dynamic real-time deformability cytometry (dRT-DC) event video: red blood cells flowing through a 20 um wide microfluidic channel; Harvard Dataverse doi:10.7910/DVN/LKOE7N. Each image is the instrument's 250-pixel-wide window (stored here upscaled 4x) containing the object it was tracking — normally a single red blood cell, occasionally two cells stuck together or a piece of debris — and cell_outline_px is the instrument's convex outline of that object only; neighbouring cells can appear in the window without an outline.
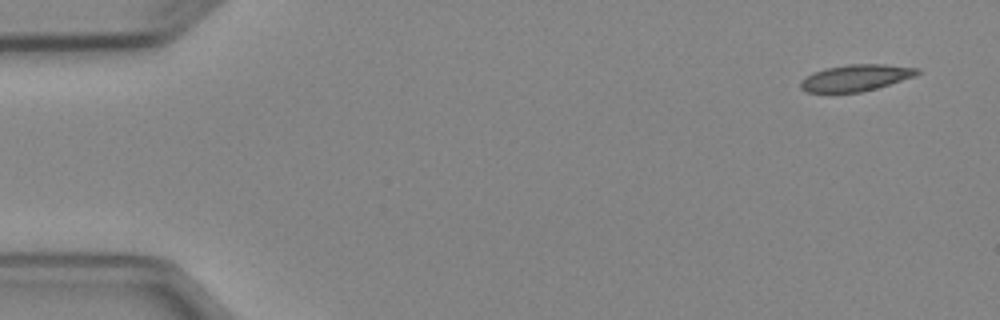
{"species": "Egyptian fruit bat (a non-hibernating species)", "species_latin": "Rousettus aegyptiacus", "temperature_condition": "cold", "stored_images_in_passage": 5, "camera_frame_rate_fps": 3000, "um_per_image_px": 0.085, "animal": {"sex": "female"}, "frame": {"image": 1, "passage_image": 1, "time_ms": 0.0, "image_size_px": [1000, 320], "cell_outline_px": [[920, 72], [916, 76], [876, 88], [860, 92], [808, 92], [800, 88], [800, 80], [812, 72], [824, 68], [848, 64], [884, 64], [920, 68]], "centroid_in_image_um": [72.73, 6.6], "position_along_channel_um": 12.3, "area_um2": 18.09}}
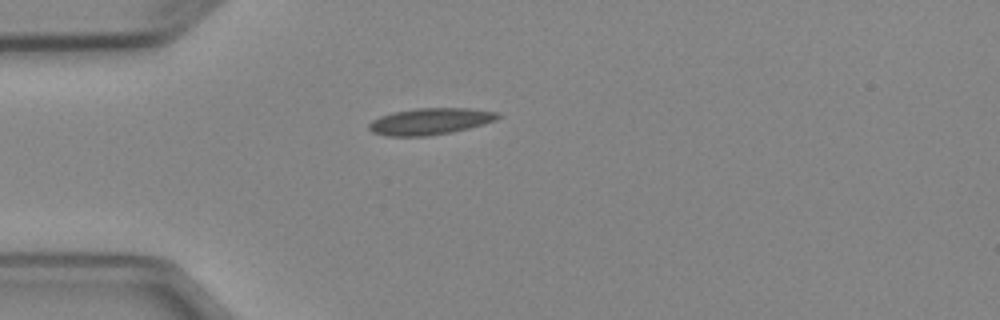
{"frame": {"image": 2, "passage_image": 4, "time_ms": 3.667, "image_size_px": [1000, 320], "cell_outline_px": [[500, 116], [496, 120], [468, 128], [452, 132], [424, 136], [388, 136], [372, 132], [368, 128], [368, 124], [372, 120], [380, 116], [392, 112], [416, 108], [468, 108], [496, 112]], "centroid_in_image_um": [36.52, 10.31], "position_along_channel_um": 48.5, "area_um2": 19.83}}